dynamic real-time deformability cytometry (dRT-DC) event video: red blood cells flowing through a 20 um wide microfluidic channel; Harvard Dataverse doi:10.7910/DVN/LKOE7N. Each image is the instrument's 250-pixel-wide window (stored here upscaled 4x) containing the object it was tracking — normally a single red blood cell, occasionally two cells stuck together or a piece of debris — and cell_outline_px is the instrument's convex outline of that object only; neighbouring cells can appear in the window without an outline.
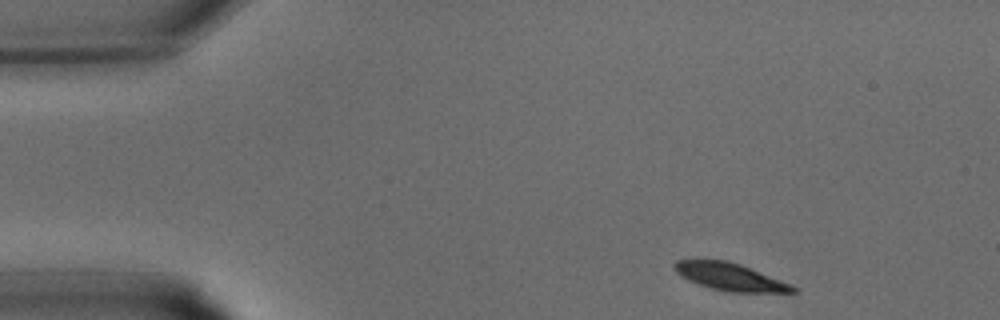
{"species": "common noctule bat (a hibernating species)", "species_latin": "Nyctalus noctula", "temperature_condition": "warm", "stored_images_in_passage": 29, "camera_frame_rate_fps": 3000, "um_per_image_px": 0.085, "animal": {"sex": "male", "body_mass_g": 15.6}, "frame": {"image": 1, "passage_image": 1, "time_ms": 0.0, "image_size_px": [1000, 320], "cell_outline_px": [[796, 292], [728, 292], [712, 288], [688, 280], [680, 276], [676, 272], [672, 264], [676, 260], [724, 260], [740, 264], [792, 284], [796, 288]], "centroid_in_image_um": [62.04, 23.53], "position_along_channel_um": 23.0, "area_um2": 18.73}}
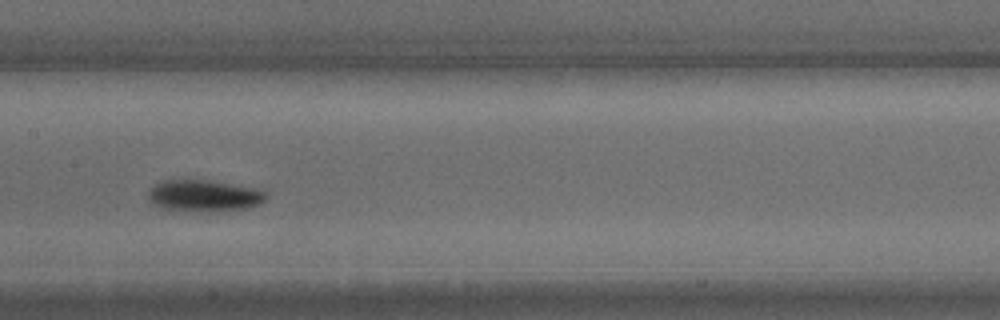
{"frame": {"image": 2, "passage_image": 13, "time_ms": 4.0, "image_size_px": [1000, 320], "cell_outline_px": [[268, 196], [260, 204], [248, 208], [164, 208], [156, 204], [148, 196], [148, 192], [156, 184], [164, 180], [208, 180], [256, 188], [264, 192]], "centroid_in_image_um": [17.39, 16.56], "position_along_channel_um": 190.0, "area_um2": 20.11}}
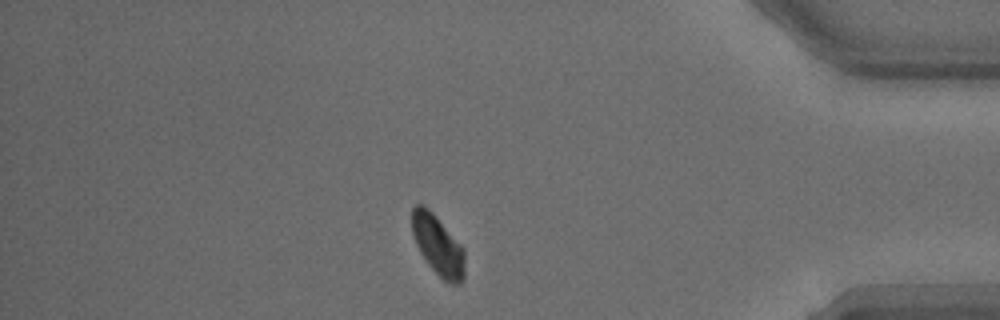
{"frame": {"image": 3, "passage_image": 25, "time_ms": 8.0, "image_size_px": [1000, 320], "cell_outline_px": [[464, 280], [460, 284], [452, 284], [444, 280], [428, 264], [420, 252], [416, 244], [412, 232], [412, 208], [416, 204], [424, 204], [432, 212], [464, 248]], "centroid_in_image_um": [37.22, 20.84], "position_along_channel_um": 398.0, "area_um2": 18.32}}